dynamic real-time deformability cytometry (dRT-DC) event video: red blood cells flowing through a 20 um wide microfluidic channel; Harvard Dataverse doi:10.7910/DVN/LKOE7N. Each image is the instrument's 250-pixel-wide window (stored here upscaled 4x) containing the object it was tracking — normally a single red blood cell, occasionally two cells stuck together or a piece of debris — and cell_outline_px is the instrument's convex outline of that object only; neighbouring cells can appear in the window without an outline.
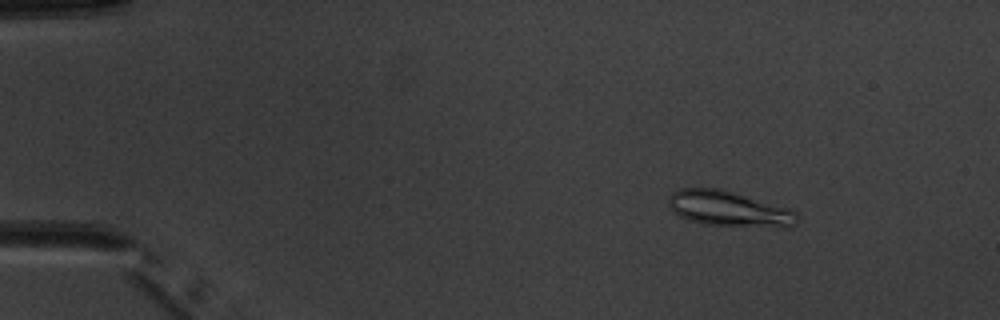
{"species": "common noctule bat (a hibernating species)", "species_latin": "Nyctalus noctula", "temperature_condition": "warm", "stored_images_in_passage": 5, "camera_frame_rate_fps": 3000, "um_per_image_px": 0.085, "animal": {"sex": "male", "body_mass_g": 20.1, "forearm_length_mm": 53.5}, "frame": {"image": 1, "passage_image": 1, "time_ms": 0.0, "image_size_px": [1000, 320], "cell_outline_px": [[800, 220], [796, 224], [788, 228], [780, 228], [704, 224], [688, 220], [680, 216], [668, 204], [668, 196], [672, 192], [680, 188], [720, 188], [788, 208], [796, 212], [800, 216]], "centroid_in_image_um": [62.01, 17.76], "position_along_channel_um": 23.0, "area_um2": 26.7}}